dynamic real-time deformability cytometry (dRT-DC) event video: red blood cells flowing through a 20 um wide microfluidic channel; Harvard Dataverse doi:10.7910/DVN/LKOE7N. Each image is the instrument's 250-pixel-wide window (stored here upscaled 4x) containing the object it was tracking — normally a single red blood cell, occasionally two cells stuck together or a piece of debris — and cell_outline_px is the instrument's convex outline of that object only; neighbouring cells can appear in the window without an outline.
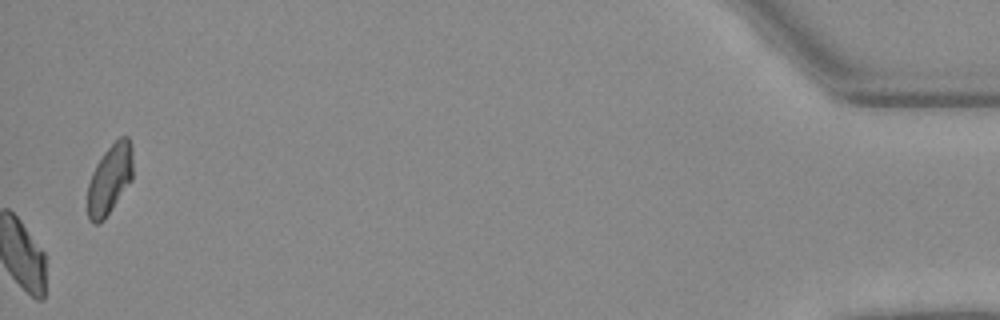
{"species": "Egyptian fruit bat (a non-hibernating species)", "species_latin": "Rousettus aegyptiacus", "temperature_condition": "warm", "stored_images_in_passage": 53, "camera_frame_rate_fps": 3000, "um_per_image_px": 0.085, "animal": {"sex": "female"}, "frame": {"image": 1, "passage_image": 53, "time_ms": 17.333, "image_size_px": [1000, 320], "cell_outline_px": [[132, 180], [104, 220], [100, 224], [92, 224], [88, 220], [88, 184], [92, 172], [96, 164], [104, 152], [120, 136], [128, 136], [132, 144]], "centroid_in_image_um": [9.33, 15.25], "position_along_channel_um": 425.9, "area_um2": 18.55}}